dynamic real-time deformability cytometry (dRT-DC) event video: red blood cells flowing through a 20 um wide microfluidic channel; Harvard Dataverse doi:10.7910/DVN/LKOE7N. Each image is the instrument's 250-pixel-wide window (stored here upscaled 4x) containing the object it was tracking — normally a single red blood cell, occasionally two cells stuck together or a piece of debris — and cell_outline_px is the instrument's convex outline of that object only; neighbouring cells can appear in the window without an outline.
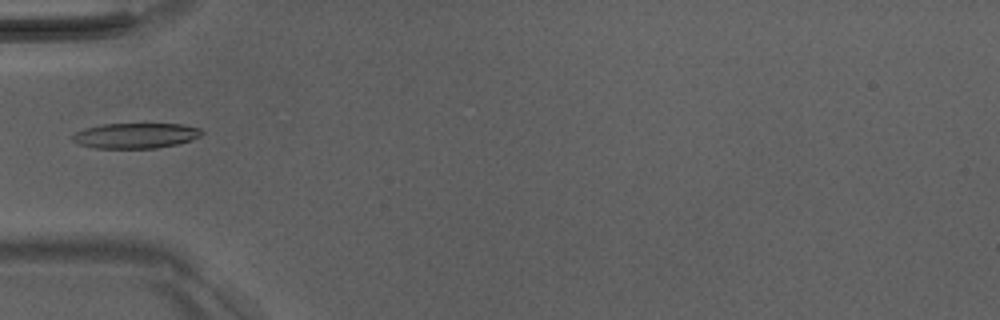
{"species": "Egyptian fruit bat (a non-hibernating species)", "species_latin": "Rousettus aegyptiacus", "temperature_condition": "room temperature", "stored_images_in_passage": 5, "camera_frame_rate_fps": 3000, "um_per_image_px": 0.085, "animal": {"sex": "male"}, "frame": {"image": 1, "passage_image": 5, "time_ms": 4.333, "image_size_px": [1000, 320], "cell_outline_px": [[204, 132], [200, 136], [176, 144], [156, 148], [96, 148], [80, 144], [72, 140], [72, 136], [76, 132], [84, 128], [100, 124], [184, 124], [200, 128]], "centroid_in_image_um": [11.52, 11.52], "position_along_channel_um": 73.5, "area_um2": 18.96}}